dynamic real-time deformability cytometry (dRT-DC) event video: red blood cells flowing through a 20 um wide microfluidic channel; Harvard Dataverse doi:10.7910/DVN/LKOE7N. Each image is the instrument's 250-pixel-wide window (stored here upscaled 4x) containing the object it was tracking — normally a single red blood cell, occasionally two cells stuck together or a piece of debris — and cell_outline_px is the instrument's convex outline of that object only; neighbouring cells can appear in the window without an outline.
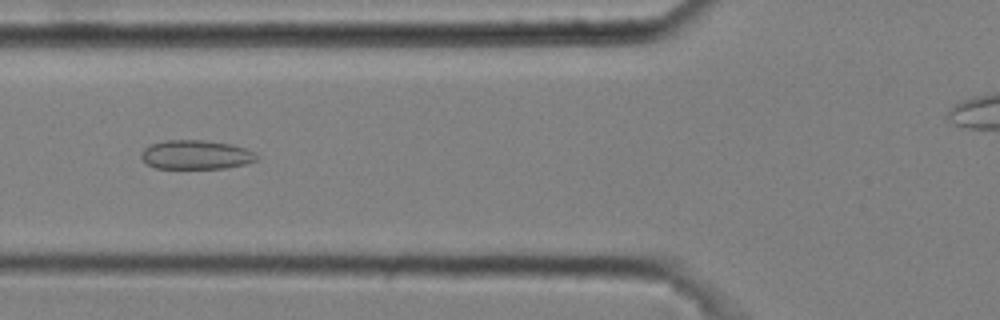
{"species": "common noctule bat (a hibernating species)", "species_latin": "Nyctalus noctula", "temperature_condition": "cold", "stored_images_in_passage": 49, "camera_frame_rate_fps": 3000, "um_per_image_px": 0.085, "animal": {"sex": "male", "body_mass_g": 20.4}, "frame": {"image": 1, "passage_image": 20, "time_ms": 6.333, "image_size_px": [1000, 320], "cell_outline_px": [[260, 156], [256, 160], [244, 164], [224, 168], [156, 168], [148, 164], [140, 156], [140, 152], [144, 148], [152, 144], [164, 140], [204, 140], [232, 144], [256, 152]], "centroid_in_image_um": [16.67, 13.14], "position_along_channel_um": 109.1, "area_um2": 19.59}}
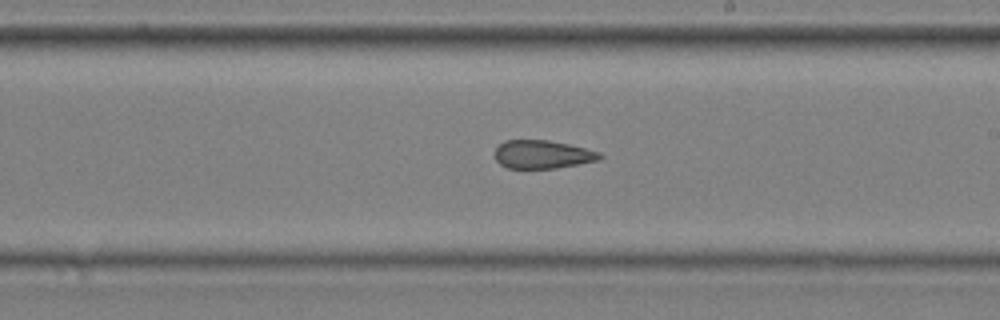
{"frame": {"image": 2, "passage_image": 31, "time_ms": 10.0, "image_size_px": [1000, 320], "cell_outline_px": [[604, 156], [600, 160], [556, 168], [508, 168], [500, 164], [496, 160], [496, 148], [504, 140], [548, 140], [568, 144], [600, 152]], "centroid_in_image_um": [46.13, 13.12], "position_along_channel_um": 242.9, "area_um2": 17.22}}
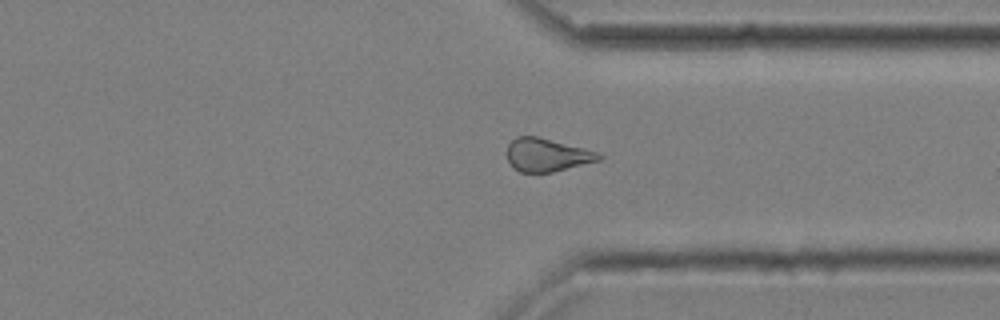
{"frame": {"image": 3, "passage_image": 41, "time_ms": 13.333, "image_size_px": [1000, 320], "cell_outline_px": [[604, 156], [600, 160], [552, 172], [520, 172], [512, 168], [508, 160], [508, 144], [516, 136], [536, 136], [584, 148], [596, 152]], "centroid_in_image_um": [46.47, 13.17], "position_along_channel_um": 364.9, "area_um2": 17.57}, "authors_computed_cell_mechanics": {"area_um2": 19.0162, "velocity_mm_per_s": 3.6454, "shape_relaxation_time_tau1_ms": null, "shape_relaxation_time_tau2_ms": 3.2947, "deformation_change_tau1": null, "deformation_change_tau2": 0.125}}